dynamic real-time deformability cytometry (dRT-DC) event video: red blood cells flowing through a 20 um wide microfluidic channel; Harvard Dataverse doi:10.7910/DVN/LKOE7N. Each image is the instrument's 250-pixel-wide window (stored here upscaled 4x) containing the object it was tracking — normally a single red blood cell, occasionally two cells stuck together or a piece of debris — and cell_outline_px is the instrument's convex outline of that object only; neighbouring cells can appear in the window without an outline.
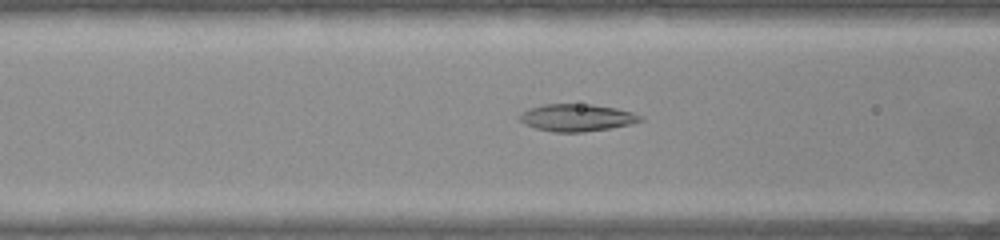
{"species": "common noctule bat (a hibernating species)", "species_latin": "Nyctalus noctula", "temperature_condition": "warm", "stored_images_in_passage": 32, "camera_frame_rate_fps": 3000, "um_per_image_px": 0.085, "animal": {"sex": "female", "body_mass_g": 22.0, "forearm_length_mm": 56.7}, "frame": {"image": 1, "passage_image": 10, "time_ms": 3.0, "image_size_px": [1000, 240], "cell_outline_px": [[644, 120], [632, 124], [584, 132], [552, 132], [536, 128], [520, 120], [520, 116], [528, 108], [544, 104], [592, 104], [616, 108], [632, 112], [644, 116]], "centroid_in_image_um": [49.09, 9.99], "position_along_channel_um": 117.5, "area_um2": 19.07}}
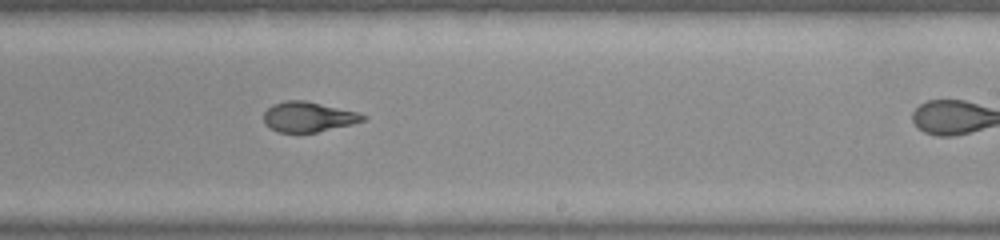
{"frame": {"image": 2, "passage_image": 21, "time_ms": 6.667, "image_size_px": [1000, 240], "cell_outline_px": [[368, 116], [364, 120], [352, 124], [316, 132], [276, 132], [264, 124], [264, 112], [272, 104], [284, 100], [304, 100], [356, 112]], "centroid_in_image_um": [26.16, 9.93], "position_along_channel_um": 262.8, "area_um2": 17.28}}
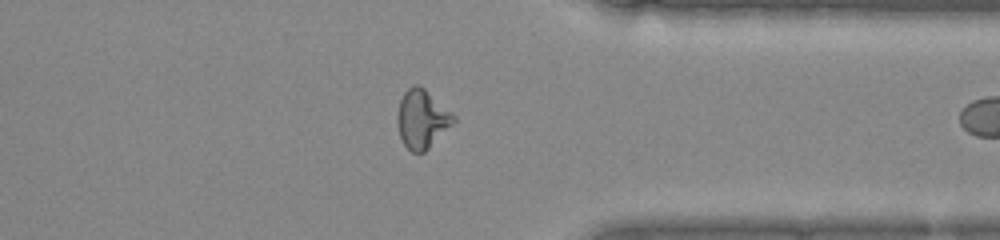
{"frame": {"image": 3, "passage_image": 30, "time_ms": 9.667, "image_size_px": [1000, 240], "cell_outline_px": [[456, 120], [424, 152], [412, 152], [404, 144], [400, 136], [396, 120], [396, 116], [400, 100], [404, 92], [412, 84], [420, 84], [452, 112], [456, 116]], "centroid_in_image_um": [35.85, 10.07], "position_along_channel_um": 375.5, "area_um2": 19.13}}